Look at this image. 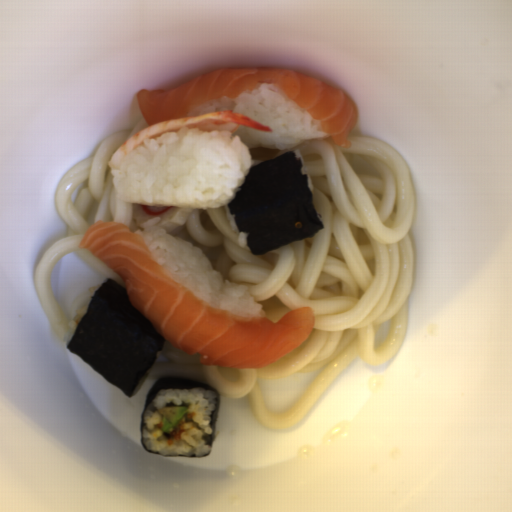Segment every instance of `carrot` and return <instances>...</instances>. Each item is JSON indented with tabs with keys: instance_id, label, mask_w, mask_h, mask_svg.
Segmentation results:
<instances>
[{
	"instance_id": "cead05ca",
	"label": "carrot",
	"mask_w": 512,
	"mask_h": 512,
	"mask_svg": "<svg viewBox=\"0 0 512 512\" xmlns=\"http://www.w3.org/2000/svg\"><path fill=\"white\" fill-rule=\"evenodd\" d=\"M156 428H161L162 429L161 422L156 424Z\"/></svg>"
},
{
	"instance_id": "b8716197",
	"label": "carrot",
	"mask_w": 512,
	"mask_h": 512,
	"mask_svg": "<svg viewBox=\"0 0 512 512\" xmlns=\"http://www.w3.org/2000/svg\"><path fill=\"white\" fill-rule=\"evenodd\" d=\"M193 418V413H185L171 432H165L168 444L171 445L174 440H180L181 434L184 432L182 426L185 422L192 421Z\"/></svg>"
}]
</instances>
